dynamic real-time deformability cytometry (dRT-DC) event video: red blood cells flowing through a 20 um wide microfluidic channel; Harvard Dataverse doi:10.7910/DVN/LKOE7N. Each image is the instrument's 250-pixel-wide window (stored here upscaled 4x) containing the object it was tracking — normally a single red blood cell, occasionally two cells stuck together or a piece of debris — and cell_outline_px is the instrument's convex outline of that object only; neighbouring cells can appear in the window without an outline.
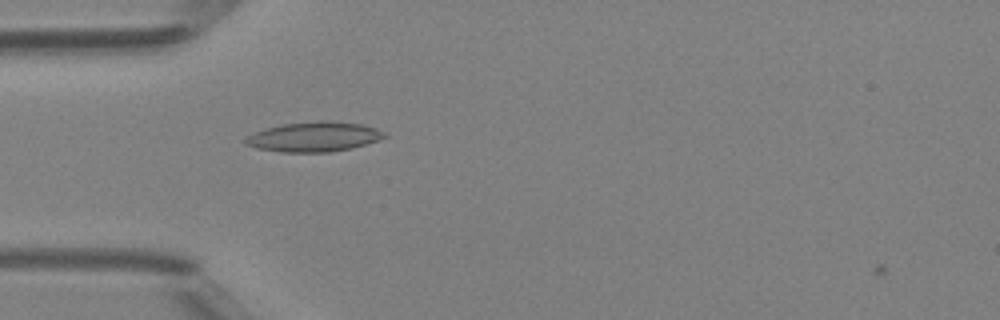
{"species": "Egyptian fruit bat (a non-hibernating species)", "species_latin": "Rousettus aegyptiacus", "temperature_condition": "room temperature", "stored_images_in_passage": 2, "camera_frame_rate_fps": 3000, "um_per_image_px": 0.085, "animal": {"sex": "female"}, "frame": {"image": 1, "passage_image": 1, "time_ms": 0.0, "image_size_px": [1000, 320], "cell_outline_px": [[388, 136], [380, 140], [352, 148], [328, 152], [280, 152], [256, 148], [244, 144], [244, 140], [248, 136], [256, 132], [280, 124], [320, 120], [328, 120], [360, 124], [376, 128], [384, 132]], "centroid_in_image_um": [26.71, 11.62], "position_along_channel_um": 58.3, "area_um2": 24.22}}